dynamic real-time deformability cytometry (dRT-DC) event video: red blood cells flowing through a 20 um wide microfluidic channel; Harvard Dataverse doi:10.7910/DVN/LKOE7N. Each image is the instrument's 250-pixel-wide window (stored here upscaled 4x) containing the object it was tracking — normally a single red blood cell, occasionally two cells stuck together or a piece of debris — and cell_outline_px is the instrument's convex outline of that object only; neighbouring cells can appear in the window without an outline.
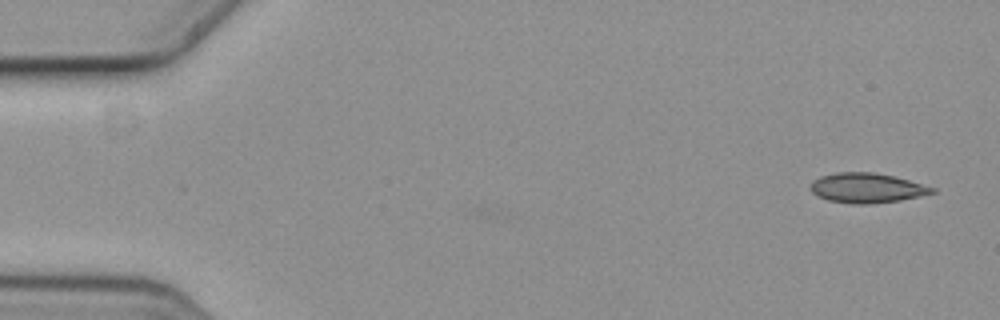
{"species": "common noctule bat (a hibernating species)", "species_latin": "Nyctalus noctula", "temperature_condition": "cold", "stored_images_in_passage": 5, "camera_frame_rate_fps": 3000, "um_per_image_px": 0.085, "animal": {"sex": "female", "body_mass_g": 19.3, "forearm_length_mm": 54.1}, "frame": {"image": 1, "passage_image": 1, "time_ms": 0.0, "image_size_px": [1000, 320], "cell_outline_px": [[936, 192], [920, 196], [900, 200], [868, 204], [856, 204], [828, 200], [812, 192], [812, 180], [820, 176], [836, 172], [876, 172], [908, 180], [936, 188]], "centroid_in_image_um": [73.69, 15.97], "position_along_channel_um": 11.3, "area_um2": 20.92}}
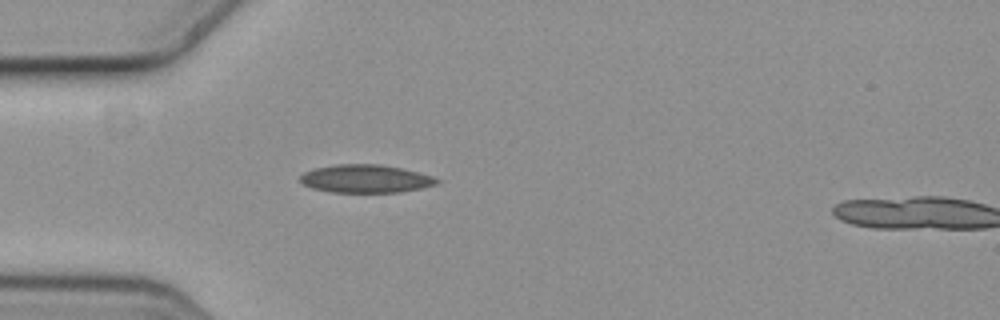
{"frame": {"image": 2, "passage_image": 4, "time_ms": 1.0, "image_size_px": [1000, 320], "cell_outline_px": [[440, 180], [436, 184], [420, 188], [400, 192], [332, 192], [312, 188], [304, 184], [300, 180], [300, 176], [304, 172], [316, 168], [336, 164], [380, 164], [400, 168], [432, 176]], "centroid_in_image_um": [31.06, 15.19], "position_along_channel_um": 53.9, "area_um2": 22.08}}